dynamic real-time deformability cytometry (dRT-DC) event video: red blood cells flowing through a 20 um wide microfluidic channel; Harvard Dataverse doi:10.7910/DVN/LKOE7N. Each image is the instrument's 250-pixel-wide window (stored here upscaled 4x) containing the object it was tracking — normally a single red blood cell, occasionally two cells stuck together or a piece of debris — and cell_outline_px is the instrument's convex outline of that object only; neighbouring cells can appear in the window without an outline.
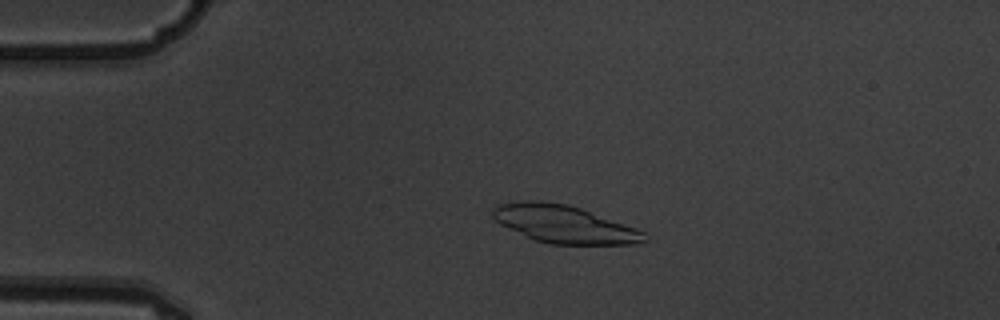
{"species": "common noctule bat (a hibernating species)", "species_latin": "Nyctalus noctula", "temperature_condition": "warm", "stored_images_in_passage": 5, "camera_frame_rate_fps": 3000, "um_per_image_px": 0.085, "animal": {"sex": "male", "body_mass_g": 19.5, "forearm_length_mm": 54.6}, "frame": {"image": 1, "passage_image": 4, "time_ms": 1.0, "image_size_px": [1000, 320], "cell_outline_px": [[648, 240], [640, 244], [552, 244], [536, 240], [500, 224], [492, 216], [492, 208], [500, 204], [524, 200], [540, 200], [568, 204], [580, 208], [636, 228], [644, 232]], "centroid_in_image_um": [47.96, 19.04], "position_along_channel_um": 37.0, "area_um2": 33.06}}